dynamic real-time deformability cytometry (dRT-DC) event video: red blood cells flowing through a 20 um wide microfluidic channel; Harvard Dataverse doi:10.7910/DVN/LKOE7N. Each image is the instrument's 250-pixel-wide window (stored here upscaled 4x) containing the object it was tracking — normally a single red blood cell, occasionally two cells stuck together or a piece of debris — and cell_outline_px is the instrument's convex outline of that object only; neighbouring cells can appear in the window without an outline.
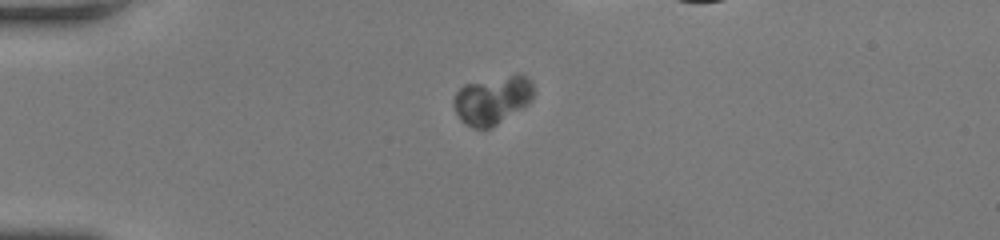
{"species": "human", "species_latin": "Homo sapiens", "temperature_condition": "room temperature", "stored_images_in_passage": 40, "camera_frame_rate_fps": 3000, "um_per_image_px": 0.085, "donor": {"sex": "female"}, "frame": {"image": 1, "passage_image": 1, "time_ms": 0.0, "image_size_px": [1000, 240], "cell_outline_px": [[532, 100], [528, 104], [496, 124], [488, 128], [472, 128], [460, 120], [452, 104], [452, 100], [456, 92], [464, 84], [508, 76], [524, 76], [532, 84]], "centroid_in_image_um": [41.78, 8.53], "position_along_channel_um": 43.2, "area_um2": 21.91}}
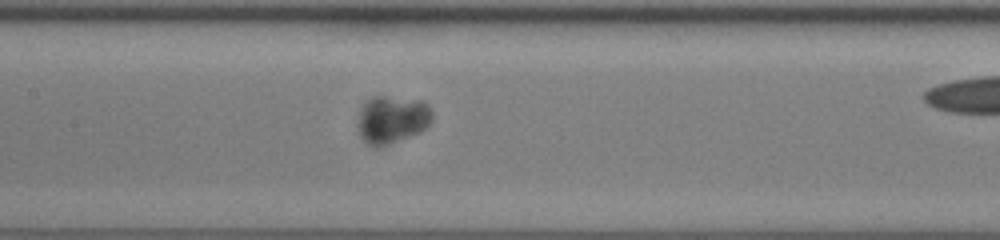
{"frame": {"image": 2, "passage_image": 14, "time_ms": 4.333, "image_size_px": [1000, 240], "cell_outline_px": [[432, 120], [420, 132], [380, 148], [376, 148], [364, 144], [360, 136], [356, 124], [360, 112], [364, 104], [372, 96], [384, 96], [420, 100], [428, 104], [432, 112]], "centroid_in_image_um": [33.29, 10.19], "position_along_channel_um": 174.1, "area_um2": 20.98}}
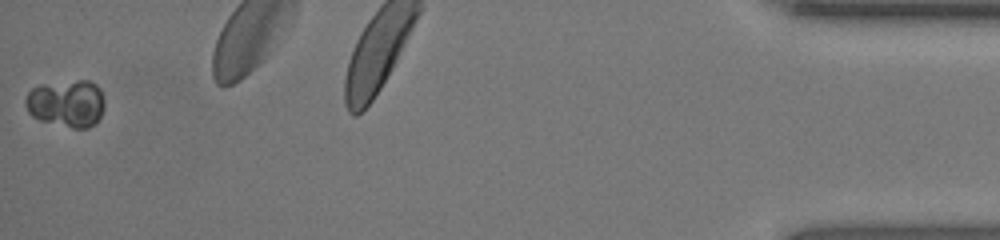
{"frame": {"image": 3, "passage_image": 40, "time_ms": 13.0, "image_size_px": [1000, 240], "cell_outline_px": [[104, 108], [96, 124], [88, 128], [72, 128], [40, 120], [32, 116], [28, 112], [24, 100], [28, 92], [32, 88], [40, 84], [76, 80], [88, 80], [96, 84], [100, 88], [104, 100]], "centroid_in_image_um": [5.66, 8.78], "position_along_channel_um": 429.5, "area_um2": 22.08}}